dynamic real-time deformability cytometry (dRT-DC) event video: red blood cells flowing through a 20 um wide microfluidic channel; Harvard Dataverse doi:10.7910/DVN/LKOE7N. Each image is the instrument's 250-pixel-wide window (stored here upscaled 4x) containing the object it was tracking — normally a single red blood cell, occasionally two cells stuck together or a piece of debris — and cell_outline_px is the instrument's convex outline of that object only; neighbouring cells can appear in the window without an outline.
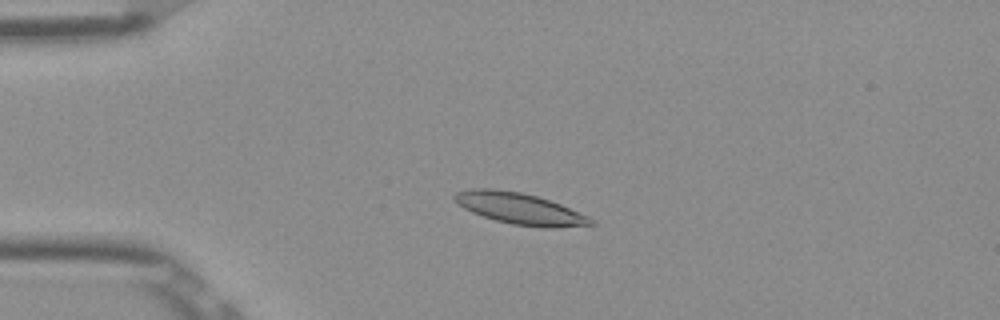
{"species": "Egyptian fruit bat (a non-hibernating species)", "species_latin": "Rousettus aegyptiacus", "temperature_condition": "room temperature", "stored_images_in_passage": 53, "camera_frame_rate_fps": 3000, "um_per_image_px": 0.085, "frame": {"image": 1, "passage_image": 13, "time_ms": 4.0, "image_size_px": [1000, 320], "cell_outline_px": [[596, 224], [552, 228], [544, 228], [512, 224], [496, 220], [472, 212], [464, 208], [452, 196], [456, 192], [472, 188], [492, 188], [520, 192], [536, 196], [560, 204], [588, 216], [596, 220]], "centroid_in_image_um": [44.2, 17.73], "position_along_channel_um": 40.8, "area_um2": 24.68}}
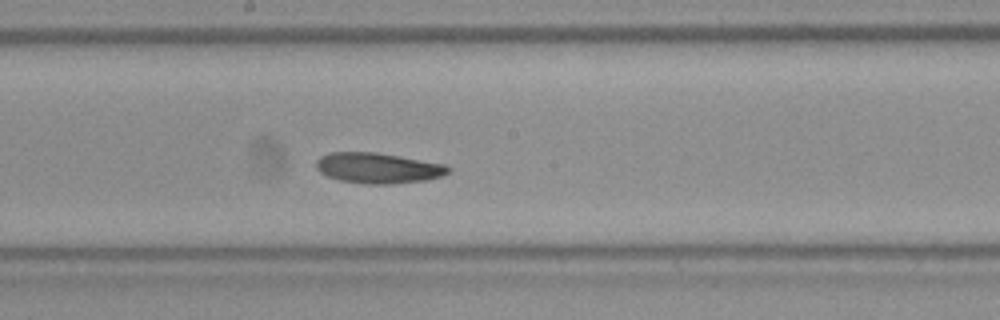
{"frame": {"image": 2, "passage_image": 29, "time_ms": 9.333, "image_size_px": [1000, 320], "cell_outline_px": [[452, 168], [444, 176], [428, 180], [388, 184], [364, 184], [340, 180], [328, 176], [320, 172], [316, 168], [316, 160], [320, 156], [328, 152], [376, 152], [400, 156], [444, 164]], "centroid_in_image_um": [32.13, 14.28], "position_along_channel_um": 216.1, "area_um2": 23.64}}
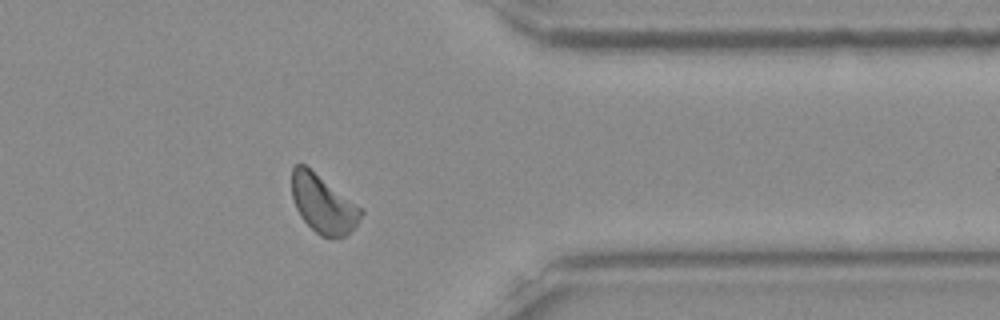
{"frame": {"image": 3, "passage_image": 43, "time_ms": 14.0, "image_size_px": [1000, 320], "cell_outline_px": [[364, 212], [356, 224], [344, 236], [336, 240], [320, 236], [300, 216], [296, 208], [292, 196], [292, 168], [296, 164], [304, 164], [364, 208]], "centroid_in_image_um": [27.48, 17.35], "position_along_channel_um": 383.9, "area_um2": 23.52}}